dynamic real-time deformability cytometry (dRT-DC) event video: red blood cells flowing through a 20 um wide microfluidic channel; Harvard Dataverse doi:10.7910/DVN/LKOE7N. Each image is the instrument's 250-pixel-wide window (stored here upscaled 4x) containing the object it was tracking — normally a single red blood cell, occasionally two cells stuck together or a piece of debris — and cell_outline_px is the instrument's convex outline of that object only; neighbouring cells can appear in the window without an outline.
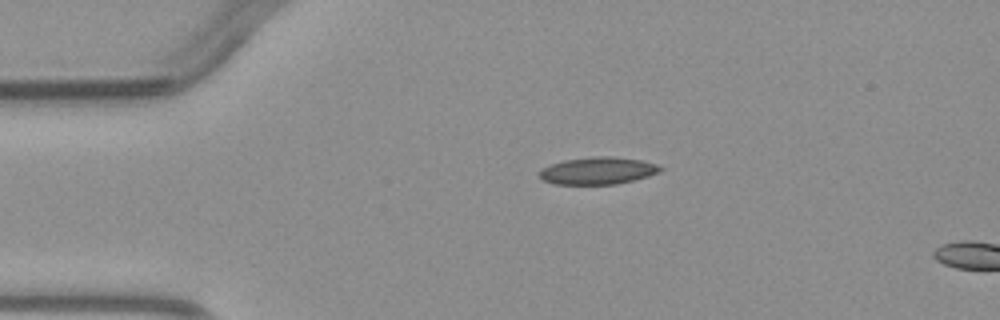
{"species": "common noctule bat (a hibernating species)", "species_latin": "Nyctalus noctula", "temperature_condition": "warm", "stored_images_in_passage": 3, "camera_frame_rate_fps": 3000, "um_per_image_px": 0.085, "animal": {"sex": "male", "body_mass_g": 23.1, "forearm_length_mm": 52.7}, "frame": {"image": 1, "passage_image": 3, "time_ms": 3.333, "image_size_px": [1000, 320], "cell_outline_px": [[664, 168], [660, 172], [648, 176], [616, 184], [552, 184], [544, 180], [540, 176], [540, 172], [544, 168], [552, 164], [564, 160], [596, 156], [612, 156], [640, 160], [656, 164]], "centroid_in_image_um": [50.85, 14.51], "position_along_channel_um": 34.2, "area_um2": 18.96}}